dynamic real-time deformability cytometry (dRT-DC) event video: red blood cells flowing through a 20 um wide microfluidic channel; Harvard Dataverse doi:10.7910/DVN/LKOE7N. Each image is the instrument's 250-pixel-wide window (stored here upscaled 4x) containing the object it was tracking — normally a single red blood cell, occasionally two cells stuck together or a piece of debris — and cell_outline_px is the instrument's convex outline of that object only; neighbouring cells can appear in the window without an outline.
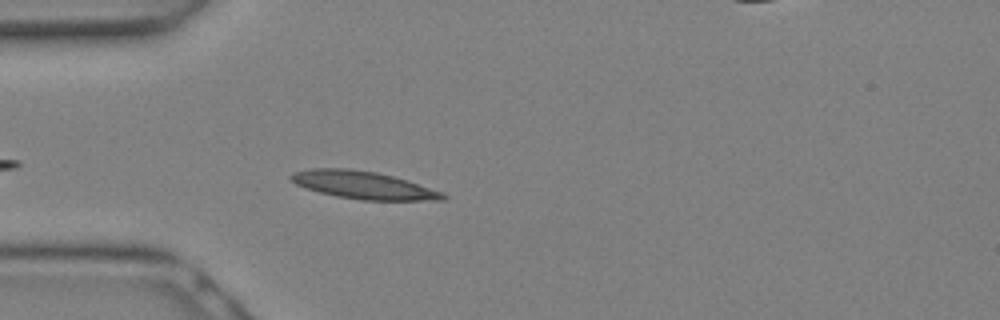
{"species": "Egyptian fruit bat (a non-hibernating species)", "species_latin": "Rousettus aegyptiacus", "temperature_condition": "warm", "stored_images_in_passage": 11, "camera_frame_rate_fps": 3000, "um_per_image_px": 0.085, "animal": {"sex": "female"}, "frame": {"image": 1, "passage_image": 2, "time_ms": 0.333, "image_size_px": [1000, 320], "cell_outline_px": [[448, 196], [444, 200], [360, 200], [336, 196], [320, 192], [296, 184], [288, 176], [292, 172], [312, 168], [348, 168], [376, 172], [408, 180], [444, 192]], "centroid_in_image_um": [30.91, 15.73], "position_along_channel_um": 54.1, "area_um2": 24.51}}
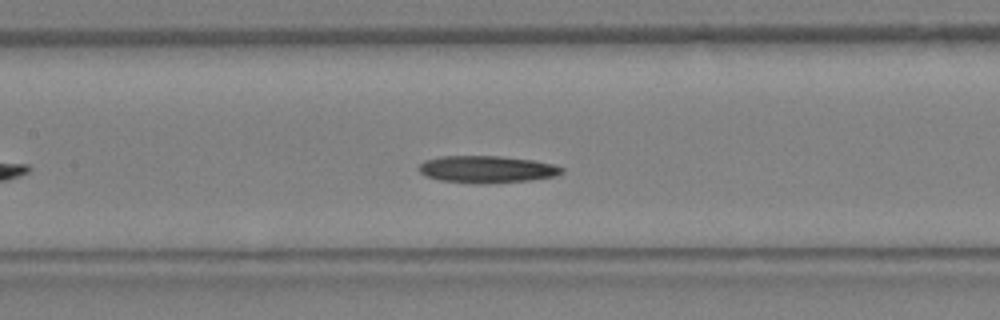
{"frame": {"image": 2, "passage_image": 7, "time_ms": 2.0, "image_size_px": [1000, 320], "cell_outline_px": [[564, 172], [556, 176], [528, 180], [480, 184], [440, 180], [428, 176], [420, 172], [420, 164], [424, 160], [440, 156], [500, 156], [532, 160], [552, 164], [564, 168]], "centroid_in_image_um": [41.39, 14.38], "position_along_channel_um": 166.0, "area_um2": 22.37}}
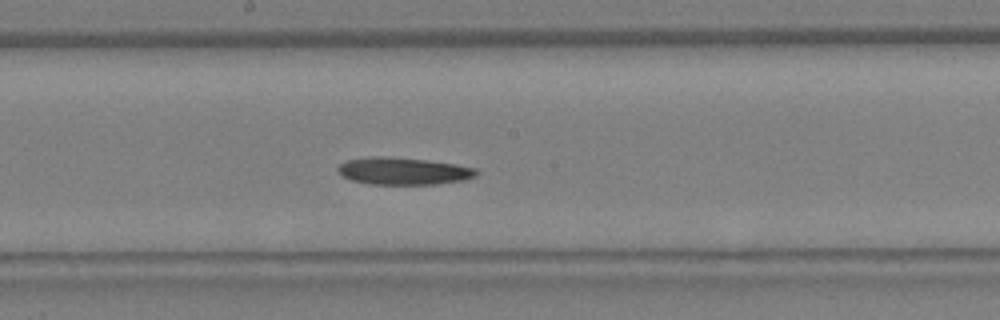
{"frame": {"image": 3, "passage_image": 9, "time_ms": 2.667, "image_size_px": [1000, 320], "cell_outline_px": [[480, 172], [476, 176], [464, 180], [436, 184], [372, 184], [352, 180], [344, 176], [336, 168], [340, 164], [348, 160], [372, 156], [380, 156], [424, 160], [452, 164], [476, 168]], "centroid_in_image_um": [34.31, 14.54], "position_along_channel_um": 213.9, "area_um2": 21.62}}